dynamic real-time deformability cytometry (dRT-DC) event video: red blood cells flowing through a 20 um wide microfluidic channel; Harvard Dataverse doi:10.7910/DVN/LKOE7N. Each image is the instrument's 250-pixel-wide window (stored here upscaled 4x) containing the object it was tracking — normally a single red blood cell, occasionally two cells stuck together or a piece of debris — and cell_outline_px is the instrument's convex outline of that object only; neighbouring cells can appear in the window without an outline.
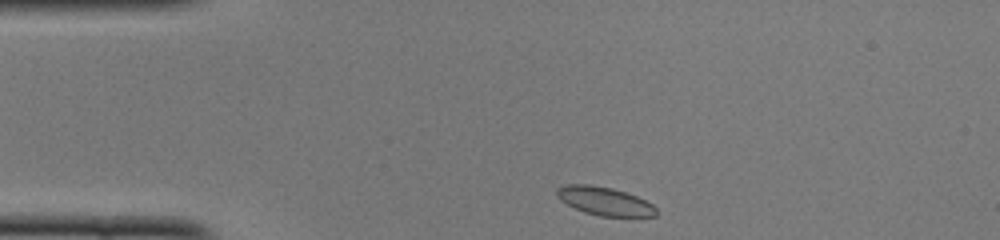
{"species": "common noctule bat (a hibernating species)", "species_latin": "Nyctalus noctula", "temperature_condition": "cold", "stored_images_in_passage": 42, "camera_frame_rate_fps": 3000, "um_per_image_px": 0.085, "animal": {"sex": "female", "body_mass_g": 22.0, "forearm_length_mm": 56.7}, "frame": {"image": 1, "passage_image": 1, "time_ms": 0.0, "image_size_px": [1000, 240], "cell_outline_px": [[656, 216], [632, 220], [600, 216], [584, 212], [560, 200], [556, 196], [556, 188], [564, 184], [592, 184], [612, 188], [636, 196], [652, 204], [656, 208]], "centroid_in_image_um": [51.44, 17.14], "position_along_channel_um": 33.6, "area_um2": 17.17}}
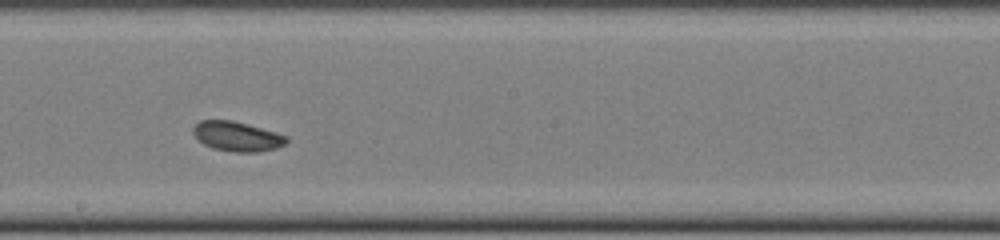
{"frame": {"image": 2, "passage_image": 19, "time_ms": 6.0, "image_size_px": [1000, 240], "cell_outline_px": [[288, 144], [276, 148], [256, 152], [232, 152], [212, 148], [204, 144], [192, 132], [192, 128], [200, 120], [232, 120], [248, 124], [276, 132], [288, 136]], "centroid_in_image_um": [20.18, 11.59], "position_along_channel_um": 228.0, "area_um2": 16.24}}
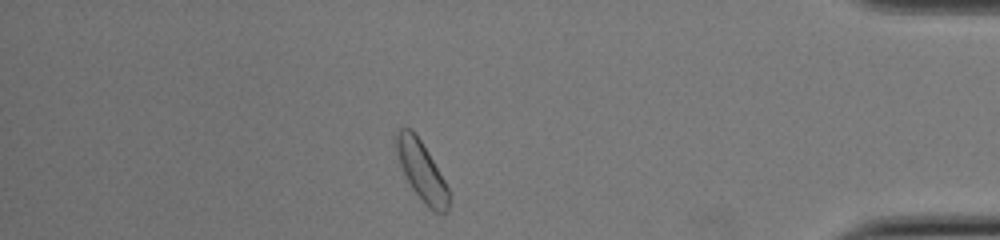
{"frame": {"image": 3, "passage_image": 35, "time_ms": 11.333, "image_size_px": [1000, 240], "cell_outline_px": [[448, 212], [436, 212], [424, 204], [412, 188], [396, 156], [396, 136], [400, 128], [404, 124], [420, 140], [428, 152], [444, 180], [448, 188]], "centroid_in_image_um": [35.82, 14.53], "position_along_channel_um": 399.4, "area_um2": 17.63}, "authors_computed_cell_mechanics": {"area_um2": 16.6464, "velocity_mm_per_s": 3.919, "shape_relaxation_time_tau1_ms": 2.5781, "shape_relaxation_time_tau2_ms": 2.8969, "deformation_change_tau1": 0.0505, "deformation_change_tau2": 0.0714}}